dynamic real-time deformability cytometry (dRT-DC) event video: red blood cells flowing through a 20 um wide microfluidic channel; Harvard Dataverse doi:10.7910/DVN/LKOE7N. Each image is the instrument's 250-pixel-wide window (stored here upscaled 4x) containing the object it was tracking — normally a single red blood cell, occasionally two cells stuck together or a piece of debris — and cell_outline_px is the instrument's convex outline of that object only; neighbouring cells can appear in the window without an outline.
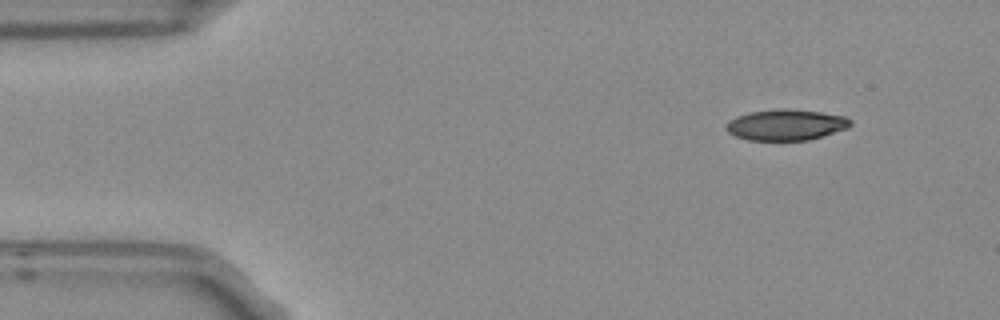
{"species": "Egyptian fruit bat (a non-hibernating species)", "species_latin": "Rousettus aegyptiacus", "temperature_condition": "room temperature", "stored_images_in_passage": 5, "camera_frame_rate_fps": 3000, "um_per_image_px": 0.085, "frame": {"image": 1, "passage_image": 1, "time_ms": 0.0, "image_size_px": [1000, 320], "cell_outline_px": [[852, 124], [848, 128], [808, 140], [748, 140], [736, 136], [728, 132], [724, 128], [728, 120], [736, 116], [748, 112], [820, 112], [844, 116], [852, 120]], "centroid_in_image_um": [66.79, 10.66], "position_along_channel_um": 18.2, "area_um2": 21.39}}
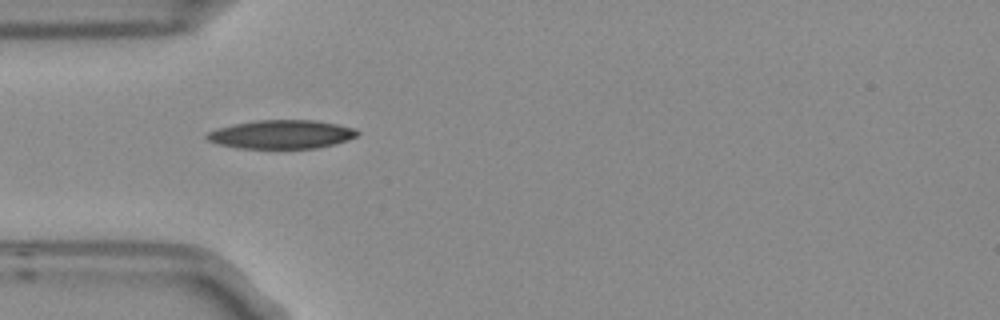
{"frame": {"image": 2, "passage_image": 4, "time_ms": 1.0, "image_size_px": [1000, 320], "cell_outline_px": [[360, 132], [356, 136], [348, 140], [316, 148], [236, 148], [216, 144], [208, 140], [204, 136], [208, 132], [232, 124], [256, 120], [316, 120], [356, 128]], "centroid_in_image_um": [23.91, 11.42], "position_along_channel_um": 61.1, "area_um2": 25.14}}